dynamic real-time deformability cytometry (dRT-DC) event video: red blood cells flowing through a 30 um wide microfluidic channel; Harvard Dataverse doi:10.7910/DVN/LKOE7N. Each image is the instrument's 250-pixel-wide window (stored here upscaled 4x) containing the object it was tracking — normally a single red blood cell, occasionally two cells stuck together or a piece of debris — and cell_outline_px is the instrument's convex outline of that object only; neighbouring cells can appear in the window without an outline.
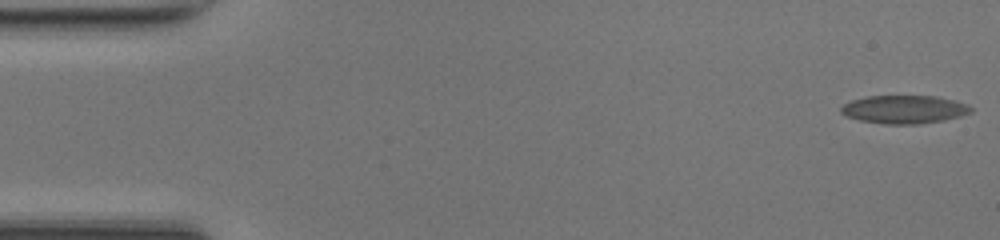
{"species": "common noctule bat (a hibernating species)", "species_latin": "Nyctalus noctula", "temperature_condition": "room temperature", "stored_images_in_passage": 49, "camera_frame_rate_fps": 3000, "um_per_image_px": 0.085, "animal": {"sex": "female", "body_mass_g": 17.0, "forearm_length_mm": 48.0}, "frame": {"image": 1, "passage_image": 1, "time_ms": 0.0, "image_size_px": [1000, 240], "cell_outline_px": [[972, 112], [960, 116], [944, 120], [920, 124], [884, 124], [860, 120], [848, 116], [840, 112], [840, 108], [844, 104], [852, 100], [868, 96], [936, 96], [956, 100], [968, 104], [972, 108]], "centroid_in_image_um": [76.89, 9.3], "position_along_channel_um": 8.1, "area_um2": 21.39}}
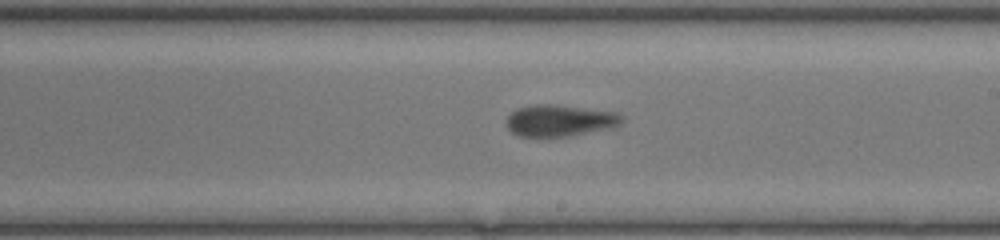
{"frame": {"image": 2, "passage_image": 28, "time_ms": 9.0, "image_size_px": [1000, 240], "cell_outline_px": [[624, 120], [620, 124], [568, 136], [516, 136], [508, 128], [508, 116], [516, 108], [532, 104], [552, 104], [616, 112], [624, 116]], "centroid_in_image_um": [47.53, 10.22], "position_along_channel_um": 241.5, "area_um2": 20.81}}
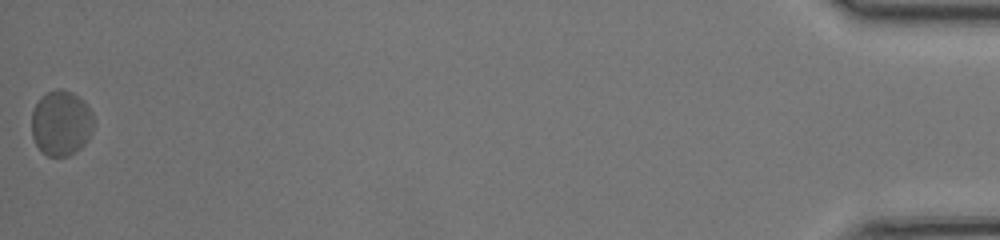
{"frame": {"image": 3, "passage_image": 49, "time_ms": 16.0, "image_size_px": [1000, 240], "cell_outline_px": [[92, 128], [88, 140], [76, 152], [68, 156], [48, 156], [36, 144], [32, 136], [32, 112], [40, 96], [56, 88], [60, 88], [72, 92], [84, 100], [92, 112]], "centroid_in_image_um": [5.19, 10.44], "position_along_channel_um": 430.0, "area_um2": 23.58}, "authors_computed_cell_mechanics": {"area_um2": 21.1548, "velocity_mm_per_s": 4.2201, "shape_relaxation_time_tau1_ms": null, "shape_relaxation_time_tau2_ms": 2.1304, "deformation_change_tau1": null, "deformation_change_tau2": 0.0683}}